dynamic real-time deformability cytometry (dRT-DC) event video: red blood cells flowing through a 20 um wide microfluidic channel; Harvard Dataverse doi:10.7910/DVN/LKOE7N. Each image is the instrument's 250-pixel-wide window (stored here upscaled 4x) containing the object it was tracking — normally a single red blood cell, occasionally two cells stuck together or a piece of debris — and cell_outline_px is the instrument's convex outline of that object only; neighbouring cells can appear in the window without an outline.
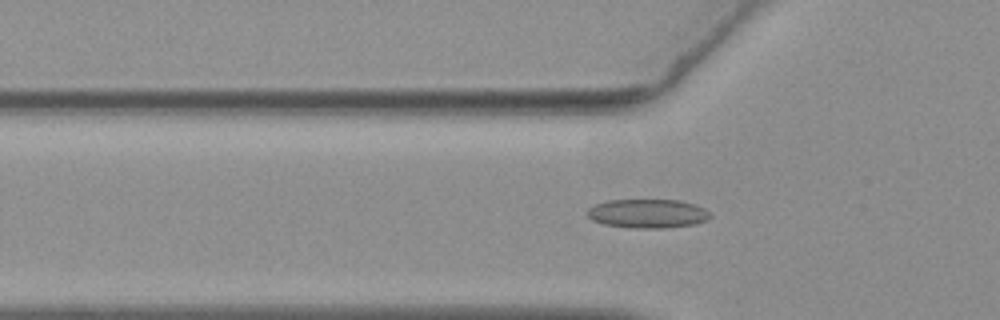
{"species": "common noctule bat (a hibernating species)", "species_latin": "Nyctalus noctula", "temperature_condition": "warm", "stored_images_in_passage": 44, "camera_frame_rate_fps": 3000, "um_per_image_px": 0.085, "animal": {"sex": "female", "body_mass_g": 19.3, "forearm_length_mm": 54.1}, "frame": {"image": 1, "passage_image": 15, "time_ms": 4.667, "image_size_px": [1000, 320], "cell_outline_px": [[712, 216], [704, 220], [692, 224], [660, 228], [632, 228], [604, 224], [592, 220], [588, 216], [588, 208], [596, 204], [608, 200], [680, 200], [696, 204], [704, 208]], "centroid_in_image_um": [55.03, 18.14], "position_along_channel_um": 70.8, "area_um2": 20.52}}
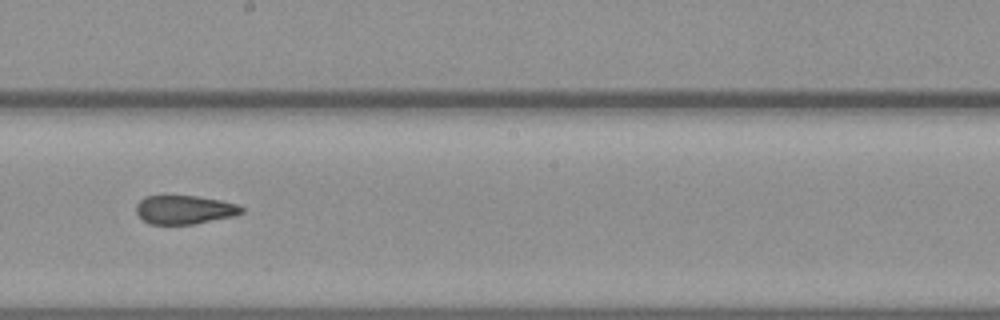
{"frame": {"image": 2, "passage_image": 28, "time_ms": 9.0, "image_size_px": [1000, 320], "cell_outline_px": [[244, 212], [232, 216], [192, 224], [148, 224], [136, 212], [136, 204], [144, 196], [164, 192], [196, 196], [220, 200], [236, 204], [244, 208]], "centroid_in_image_um": [15.6, 17.77], "position_along_channel_um": 232.6, "area_um2": 18.21}}
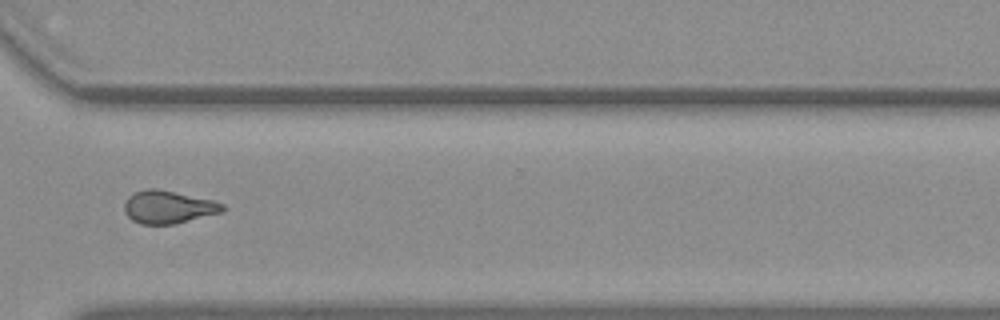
{"frame": {"image": 3, "passage_image": 38, "time_ms": 12.333, "image_size_px": [1000, 320], "cell_outline_px": [[224, 212], [172, 224], [140, 224], [132, 220], [124, 212], [124, 204], [128, 196], [136, 192], [148, 188], [156, 188], [212, 200], [224, 204]], "centroid_in_image_um": [14.29, 17.6], "position_along_channel_um": 356.3, "area_um2": 18.67}, "authors_computed_cell_mechanics": {"area_um2": 18.785, "velocity_mm_per_s": 3.7131, "shape_relaxation_time_tau1_ms": null, "shape_relaxation_time_tau2_ms": 2.6983, "deformation_change_tau1": null, "deformation_change_tau2": 0.0852}}